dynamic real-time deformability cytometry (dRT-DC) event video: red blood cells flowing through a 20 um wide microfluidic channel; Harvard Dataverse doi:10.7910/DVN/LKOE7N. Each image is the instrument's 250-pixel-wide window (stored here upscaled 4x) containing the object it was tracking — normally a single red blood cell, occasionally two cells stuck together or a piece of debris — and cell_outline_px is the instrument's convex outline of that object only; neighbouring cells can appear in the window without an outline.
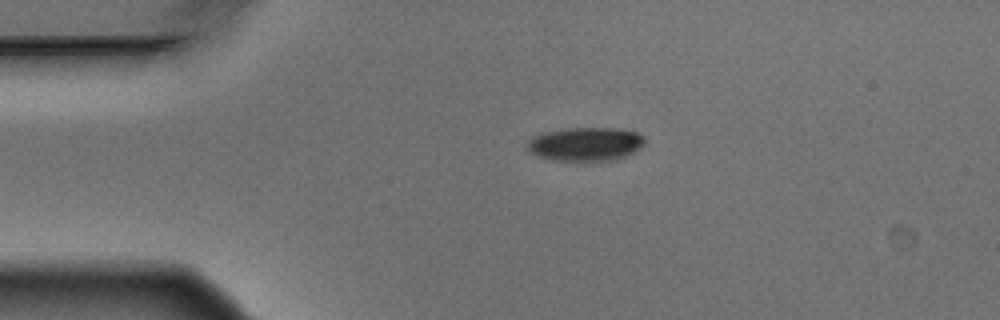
{"species": "Egyptian fruit bat (a non-hibernating species)", "species_latin": "Rousettus aegyptiacus", "temperature_condition": "warm", "stored_images_in_passage": 2, "camera_frame_rate_fps": 3000, "um_per_image_px": 0.085, "animal": {"sex": "male"}, "frame": {"image": 1, "passage_image": 1, "time_ms": 0.0, "image_size_px": [1000, 320], "cell_outline_px": [[644, 144], [632, 152], [616, 160], [556, 160], [540, 156], [532, 152], [528, 148], [528, 140], [544, 132], [568, 128], [620, 128], [636, 132], [644, 136]], "centroid_in_image_um": [49.81, 12.23], "position_along_channel_um": 35.2, "area_um2": 22.6}}